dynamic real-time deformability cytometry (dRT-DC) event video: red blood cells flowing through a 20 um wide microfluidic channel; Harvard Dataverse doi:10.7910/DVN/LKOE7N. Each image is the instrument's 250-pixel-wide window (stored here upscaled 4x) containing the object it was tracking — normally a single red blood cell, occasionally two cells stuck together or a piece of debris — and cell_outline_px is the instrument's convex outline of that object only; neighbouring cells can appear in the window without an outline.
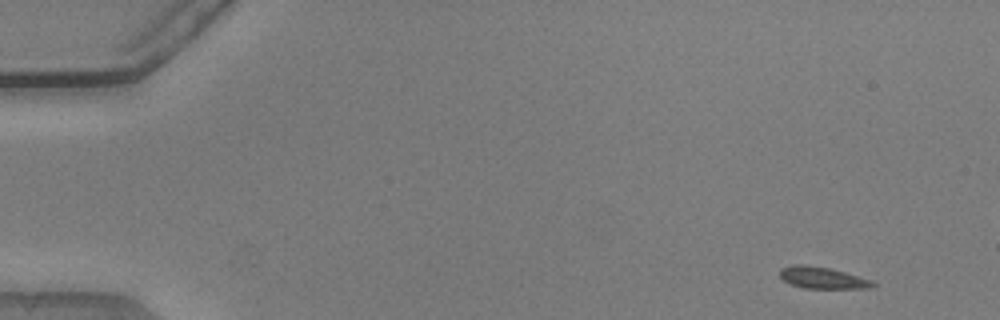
{"species": "common noctule bat (a hibernating species)", "species_latin": "Nyctalus noctula", "temperature_condition": "warm", "stored_images_in_passage": 51, "camera_frame_rate_fps": 3000, "um_per_image_px": 0.085, "animal": {"sex": "male", "body_mass_g": 20.5, "forearm_length_mm": 52.5}, "frame": {"image": 1, "passage_image": 1, "time_ms": 0.0, "image_size_px": [1000, 320], "cell_outline_px": [[876, 288], [804, 288], [792, 284], [784, 280], [780, 276], [780, 268], [792, 264], [804, 264], [828, 268], [844, 272], [872, 280], [876, 284]], "centroid_in_image_um": [69.92, 23.61], "position_along_channel_um": 15.1, "area_um2": 11.68}}
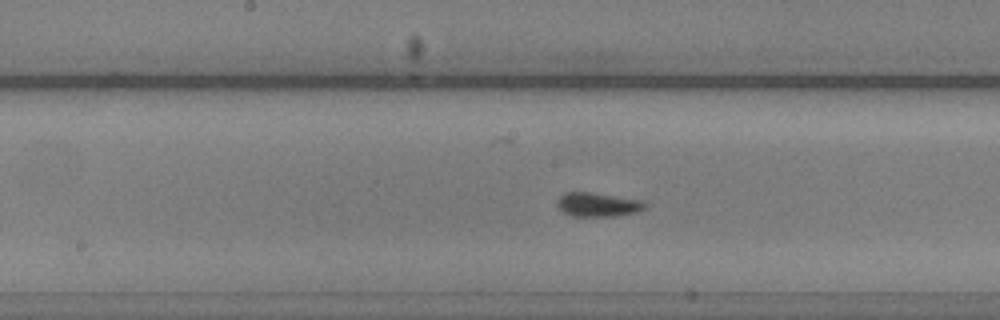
{"frame": {"image": 2, "passage_image": 25, "time_ms": 8.0, "image_size_px": [1000, 320], "cell_outline_px": [[648, 204], [644, 208], [636, 212], [616, 216], [572, 216], [560, 212], [556, 208], [556, 200], [564, 192], [592, 192], [644, 200]], "centroid_in_image_um": [50.77, 17.38], "position_along_channel_um": 197.4, "area_um2": 12.66}}
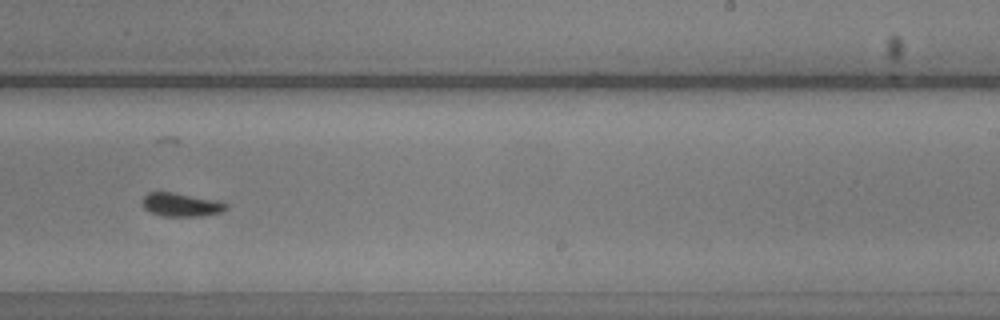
{"frame": {"image": 3, "passage_image": 31, "time_ms": 10.0, "image_size_px": [1000, 320], "cell_outline_px": [[228, 208], [224, 212], [200, 216], [160, 216], [144, 208], [144, 196], [148, 192], [172, 192], [224, 200], [228, 204]], "centroid_in_image_um": [15.51, 17.39], "position_along_channel_um": 273.5, "area_um2": 11.73}, "authors_computed_cell_mechanics": {"area_um2": 11.56, "velocity_mm_per_s": 3.8323, "shape_relaxation_time_tau1_ms": 1.7536, "shape_relaxation_time_tau2_ms": null, "deformation_change_tau1": 0.0774, "deformation_change_tau2": null}}